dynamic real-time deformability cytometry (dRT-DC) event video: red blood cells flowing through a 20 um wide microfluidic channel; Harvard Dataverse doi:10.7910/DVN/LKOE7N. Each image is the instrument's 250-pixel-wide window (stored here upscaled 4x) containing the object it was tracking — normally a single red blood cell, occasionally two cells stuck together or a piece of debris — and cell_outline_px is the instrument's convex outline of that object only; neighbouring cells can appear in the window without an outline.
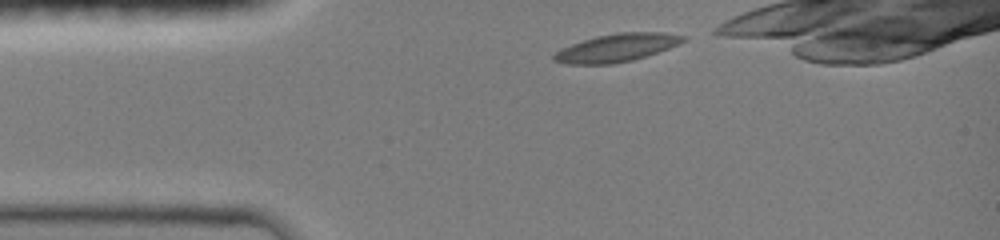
{"species": "common noctule bat (a hibernating species)", "species_latin": "Nyctalus noctula", "temperature_condition": "room temperature", "stored_images_in_passage": 6, "camera_frame_rate_fps": 3000, "um_per_image_px": 0.085, "animal": {"sex": "female", "body_mass_g": 19.0, "forearm_length_mm": 51.5}, "frame": {"image": 1, "passage_image": 1, "time_ms": 0.0, "image_size_px": [1000, 240], "cell_outline_px": [[688, 36], [684, 40], [668, 48], [632, 60], [612, 64], [564, 64], [552, 60], [552, 56], [560, 48], [596, 36], [616, 32], [664, 32]], "centroid_in_image_um": [52.37, 4.05], "position_along_channel_um": 32.6, "area_um2": 20.92}}
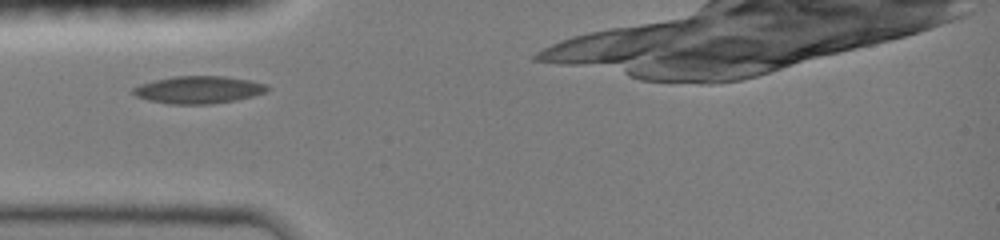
{"frame": {"image": 2, "passage_image": 5, "time_ms": 1.667, "image_size_px": [1000, 240], "cell_outline_px": [[272, 88], [264, 92], [252, 96], [236, 100], [208, 104], [168, 104], [148, 100], [136, 96], [132, 92], [132, 88], [140, 84], [152, 80], [172, 76], [224, 76], [248, 80], [268, 84]], "centroid_in_image_um": [16.86, 7.62], "position_along_channel_um": 68.1, "area_um2": 21.56}}